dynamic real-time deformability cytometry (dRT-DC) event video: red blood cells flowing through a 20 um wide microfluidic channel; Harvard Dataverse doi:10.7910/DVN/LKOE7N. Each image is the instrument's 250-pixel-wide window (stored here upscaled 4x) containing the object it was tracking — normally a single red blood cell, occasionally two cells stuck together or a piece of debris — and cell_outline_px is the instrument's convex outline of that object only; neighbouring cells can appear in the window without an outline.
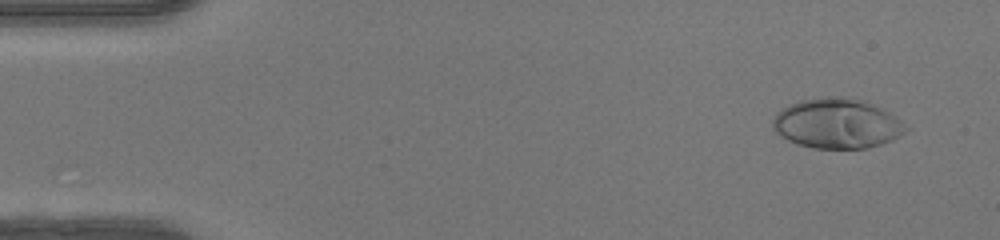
{"species": "human", "species_latin": "Homo sapiens", "temperature_condition": "warm", "stored_images_in_passage": 50, "camera_frame_rate_fps": 3000, "um_per_image_px": 0.085, "donor": {"sex": "female"}, "frame": {"image": 1, "passage_image": 4, "time_ms": 1.0, "image_size_px": [1000, 240], "cell_outline_px": [[912, 128], [892, 140], [868, 148], [812, 148], [788, 140], [776, 132], [772, 128], [772, 120], [776, 112], [788, 104], [800, 100], [824, 96], [840, 96], [864, 100], [888, 112]], "centroid_in_image_um": [71.14, 10.48], "position_along_channel_um": 13.9, "area_um2": 38.9}}
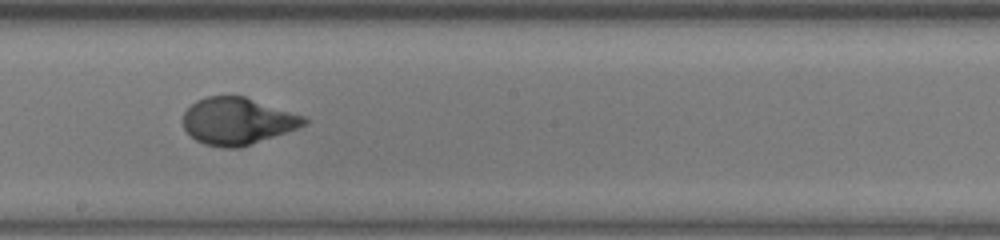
{"frame": {"image": 2, "passage_image": 28, "time_ms": 9.0, "image_size_px": [1000, 240], "cell_outline_px": [[308, 124], [300, 128], [240, 148], [224, 148], [204, 144], [196, 140], [184, 128], [184, 112], [196, 100], [208, 96], [244, 96], [308, 116]], "centroid_in_image_um": [20.26, 10.3], "position_along_channel_um": 227.9, "area_um2": 33.47}}
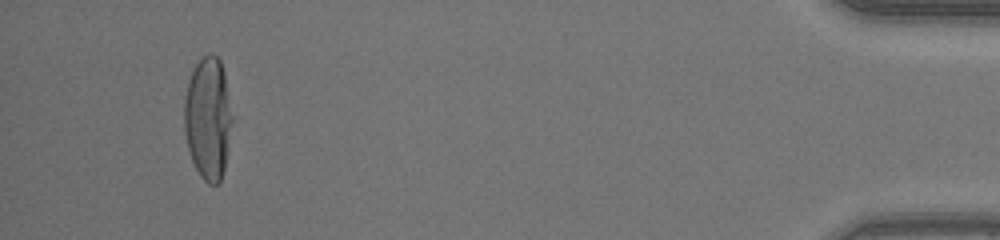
{"frame": {"image": 3, "passage_image": 47, "time_ms": 15.333, "image_size_px": [1000, 240], "cell_outline_px": [[232, 120], [224, 168], [220, 184], [208, 184], [200, 176], [192, 160], [188, 148], [184, 132], [184, 100], [188, 80], [196, 64], [208, 52], [212, 52], [220, 60], [224, 72], [232, 116]], "centroid_in_image_um": [17.67, 10.05], "position_along_channel_um": 417.5, "area_um2": 34.1}, "authors_computed_cell_mechanics": {"area_um2": 34.1887, "velocity_mm_per_s": 4.1986, "shape_relaxation_time_tau1_ms": 4.5318, "shape_relaxation_time_tau2_ms": null, "deformation_change_tau1": 0.2791, "deformation_change_tau2": null}}